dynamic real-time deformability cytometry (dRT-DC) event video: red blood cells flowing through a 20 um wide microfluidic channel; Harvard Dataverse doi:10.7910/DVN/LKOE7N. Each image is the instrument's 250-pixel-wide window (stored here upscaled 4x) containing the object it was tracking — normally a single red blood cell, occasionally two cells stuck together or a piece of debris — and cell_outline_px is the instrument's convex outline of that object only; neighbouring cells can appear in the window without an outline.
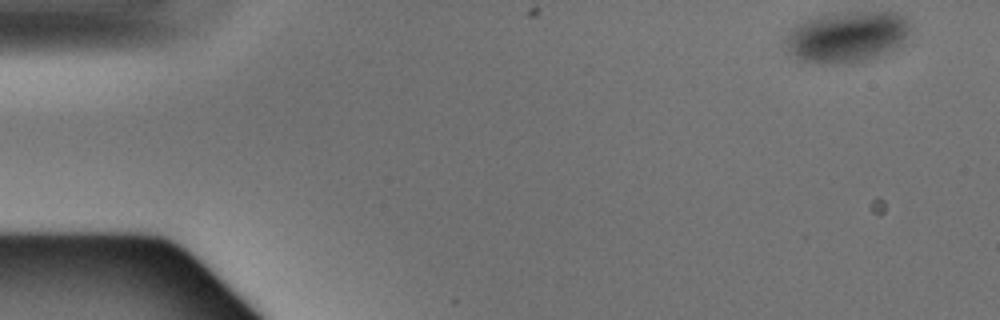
{"species": "Egyptian fruit bat (a non-hibernating species)", "species_latin": "Rousettus aegyptiacus", "temperature_condition": "warm", "stored_images_in_passage": 2, "camera_frame_rate_fps": 3000, "um_per_image_px": 0.085, "animal": {"sex": "male"}, "frame": {"image": 1, "passage_image": 1, "time_ms": 0.0, "image_size_px": [1000, 320], "cell_outline_px": [[908, 36], [900, 44], [880, 56], [864, 60], [804, 60], [788, 52], [788, 32], [796, 24], [804, 20], [816, 16], [832, 12], [896, 12], [904, 16], [908, 24]], "centroid_in_image_um": [72.03, 3.04], "position_along_channel_um": 13.0, "area_um2": 35.72}}